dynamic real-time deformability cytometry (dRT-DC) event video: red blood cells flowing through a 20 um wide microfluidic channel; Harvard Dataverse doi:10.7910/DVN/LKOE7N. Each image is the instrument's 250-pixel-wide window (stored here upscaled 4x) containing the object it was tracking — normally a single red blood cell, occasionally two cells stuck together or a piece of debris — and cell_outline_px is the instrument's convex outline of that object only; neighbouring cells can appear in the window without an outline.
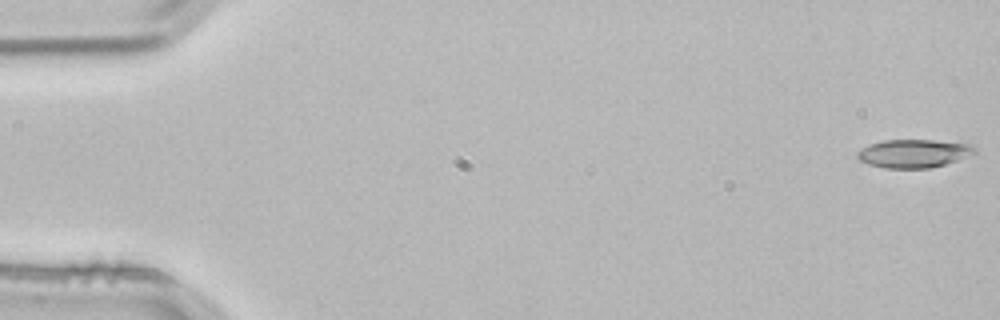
{"species": "common noctule bat (a hibernating species)", "species_latin": "Nyctalus noctula", "temperature_condition": "room temperature", "stored_images_in_passage": 13, "camera_frame_rate_fps": 3000, "um_per_image_px": 0.085, "animal": {"sex": "male", "body_mass_g": 21.5, "forearm_length_mm": 52.0}, "frame": {"image": 1, "passage_image": 1, "time_ms": 0.0, "image_size_px": [1000, 320], "cell_outline_px": [[976, 152], [956, 160], [944, 164], [928, 168], [884, 168], [868, 164], [860, 160], [856, 156], [856, 152], [860, 148], [868, 144], [884, 140], [932, 140], [972, 144], [976, 148]], "centroid_in_image_um": [77.61, 13.03], "position_along_channel_um": 7.4, "area_um2": 19.31}}